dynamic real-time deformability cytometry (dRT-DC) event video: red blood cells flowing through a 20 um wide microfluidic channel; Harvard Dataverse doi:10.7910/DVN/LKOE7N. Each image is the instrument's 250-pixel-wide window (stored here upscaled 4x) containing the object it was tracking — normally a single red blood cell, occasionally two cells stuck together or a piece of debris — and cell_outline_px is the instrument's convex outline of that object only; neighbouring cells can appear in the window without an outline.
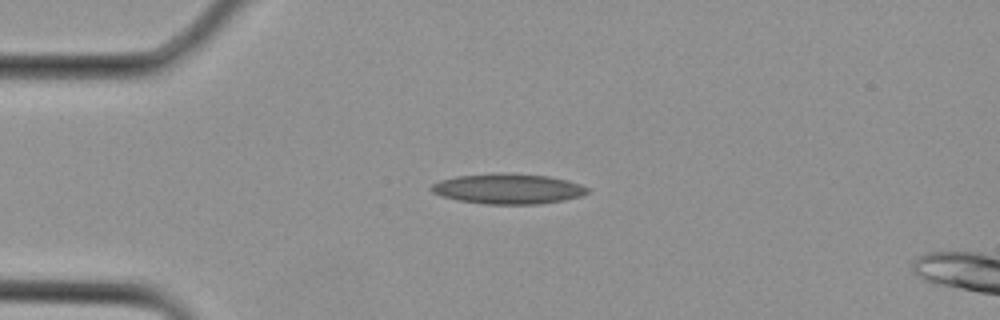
{"species": "Egyptian fruit bat (a non-hibernating species)", "species_latin": "Rousettus aegyptiacus", "temperature_condition": "cold", "stored_images_in_passage": 2, "segment_of_instrument_passage": [1, 2], "camera_frame_rate_fps": 3000, "um_per_image_px": 0.085, "animal": {"sex": "female"}, "frame": {"image": 1, "passage_image": 1, "time_ms": 0.0, "image_size_px": [1000, 320], "cell_outline_px": [[588, 192], [580, 196], [564, 200], [540, 204], [484, 204], [460, 200], [440, 196], [432, 192], [428, 188], [432, 184], [440, 180], [456, 176], [548, 176], [568, 180], [580, 184], [588, 188]], "centroid_in_image_um": [43.18, 16.1], "position_along_channel_um": 41.8, "area_um2": 26.3}}